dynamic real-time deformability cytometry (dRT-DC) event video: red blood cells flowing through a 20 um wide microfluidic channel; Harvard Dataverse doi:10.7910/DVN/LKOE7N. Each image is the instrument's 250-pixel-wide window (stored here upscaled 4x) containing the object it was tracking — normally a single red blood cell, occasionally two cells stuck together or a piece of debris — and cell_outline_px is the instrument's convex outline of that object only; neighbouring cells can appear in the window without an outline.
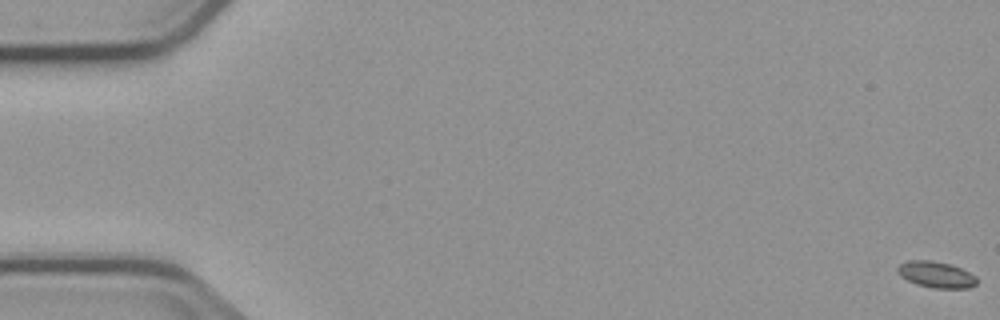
{"species": "common noctule bat (a hibernating species)", "species_latin": "Nyctalus noctula", "temperature_condition": "cold", "stored_images_in_passage": 6, "camera_frame_rate_fps": 3000, "um_per_image_px": 0.085, "animal": {"sex": "male", "body_mass_g": 23.1, "forearm_length_mm": 52.7}, "frame": {"image": 1, "passage_image": 1, "time_ms": 0.0, "image_size_px": [1000, 320], "cell_outline_px": [[976, 284], [968, 288], [936, 288], [916, 284], [900, 276], [896, 272], [896, 268], [900, 264], [908, 260], [932, 260], [948, 264], [960, 268], [976, 276]], "centroid_in_image_um": [79.53, 23.33], "position_along_channel_um": 5.5, "area_um2": 12.02}}
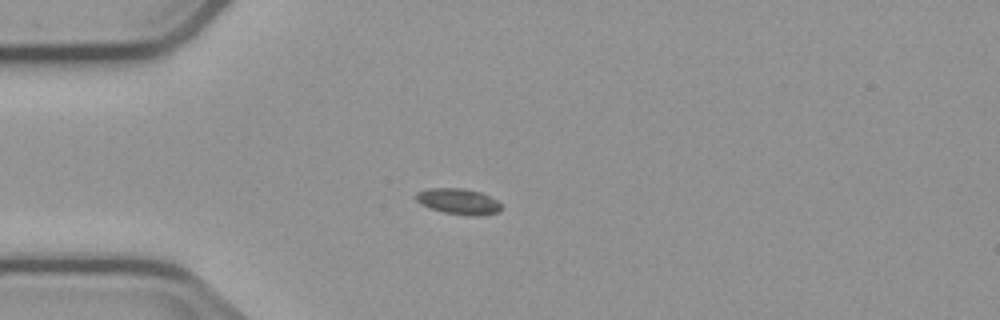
{"frame": {"image": 2, "passage_image": 5, "time_ms": 5.0, "image_size_px": [1000, 320], "cell_outline_px": [[500, 212], [476, 216], [472, 216], [444, 212], [420, 204], [416, 200], [416, 192], [428, 188], [464, 188], [480, 192], [496, 200], [500, 204]], "centroid_in_image_um": [38.95, 17.11], "position_along_channel_um": 46.1, "area_um2": 12.72}}